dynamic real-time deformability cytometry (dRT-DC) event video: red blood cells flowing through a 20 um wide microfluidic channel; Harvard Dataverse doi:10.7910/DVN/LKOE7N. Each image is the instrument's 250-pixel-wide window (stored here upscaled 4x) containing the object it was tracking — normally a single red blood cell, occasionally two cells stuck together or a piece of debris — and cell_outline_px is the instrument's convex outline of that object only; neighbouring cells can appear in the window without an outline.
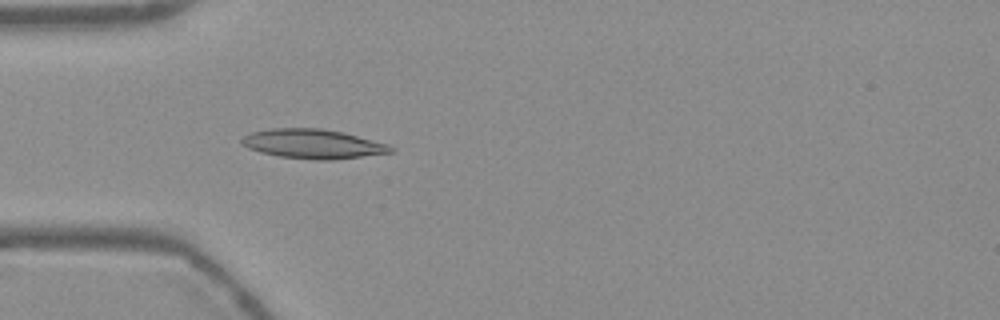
{"species": "Egyptian fruit bat (a non-hibernating species)", "species_latin": "Rousettus aegyptiacus", "temperature_condition": "warm", "stored_images_in_passage": 54, "camera_frame_rate_fps": 3000, "um_per_image_px": 0.085, "frame": {"image": 1, "passage_image": 16, "time_ms": 5.0, "image_size_px": [1000, 320], "cell_outline_px": [[396, 152], [332, 160], [312, 160], [280, 156], [260, 152], [248, 148], [240, 144], [240, 140], [244, 136], [252, 132], [272, 128], [320, 128], [344, 132], [388, 144], [396, 148]], "centroid_in_image_um": [26.63, 12.23], "position_along_channel_um": 58.4, "area_um2": 25.72}}
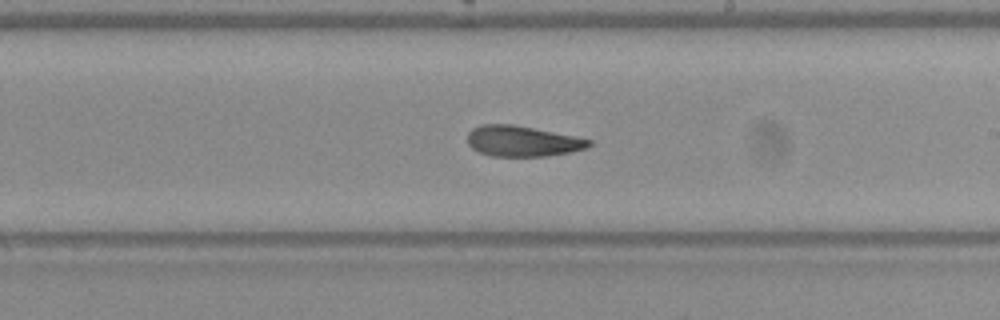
{"frame": {"image": 2, "passage_image": 31, "time_ms": 10.0, "image_size_px": [1000, 320], "cell_outline_px": [[592, 144], [588, 148], [572, 152], [544, 156], [492, 156], [480, 152], [472, 148], [468, 144], [468, 132], [472, 128], [480, 124], [512, 124], [592, 140]], "centroid_in_image_um": [44.39, 12.0], "position_along_channel_um": 244.6, "area_um2": 21.56}}
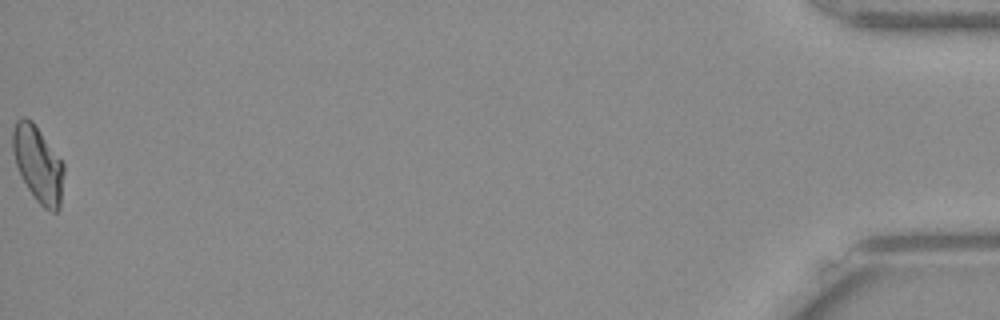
{"frame": {"image": 3, "passage_image": 54, "time_ms": 17.667, "image_size_px": [1000, 320], "cell_outline_px": [[64, 172], [60, 208], [56, 212], [52, 212], [44, 208], [36, 200], [20, 176], [16, 164], [12, 148], [12, 128], [16, 120], [20, 116], [24, 116], [32, 120], [64, 164]], "centroid_in_image_um": [3.22, 13.93], "position_along_channel_um": 432.0, "area_um2": 22.77}, "authors_computed_cell_mechanics": {"area_um2": 22.8021, "velocity_mm_per_s": 3.7774, "shape_relaxation_time_tau1_ms": 6.4724, "shape_relaxation_time_tau2_ms": 2.6624, "deformation_change_tau1": 0.1656, "deformation_change_tau2": 0.088}}